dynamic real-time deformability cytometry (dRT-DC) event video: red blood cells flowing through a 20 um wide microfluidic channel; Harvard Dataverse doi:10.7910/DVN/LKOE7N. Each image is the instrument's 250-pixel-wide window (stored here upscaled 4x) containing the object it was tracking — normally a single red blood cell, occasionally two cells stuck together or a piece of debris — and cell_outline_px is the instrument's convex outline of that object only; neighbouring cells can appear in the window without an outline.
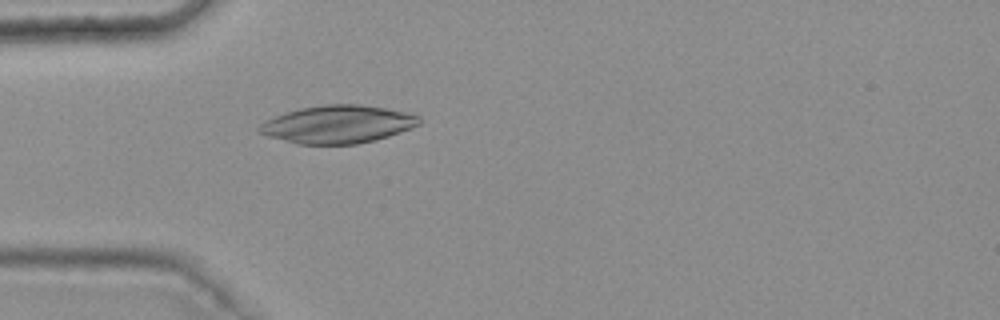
{"species": "common noctule bat (a hibernating species)", "species_latin": "Nyctalus noctula", "temperature_condition": "warm", "stored_images_in_passage": 5, "camera_frame_rate_fps": 3000, "um_per_image_px": 0.085, "animal": {"sex": "female", "body_mass_g": 25.1}, "frame": {"image": 1, "passage_image": 5, "time_ms": 1.333, "image_size_px": [1000, 320], "cell_outline_px": [[420, 124], [400, 132], [376, 140], [356, 144], [300, 144], [268, 136], [256, 132], [256, 128], [264, 120], [300, 108], [324, 104], [360, 104], [388, 108], [408, 112], [420, 116]], "centroid_in_image_um": [28.71, 10.56], "position_along_channel_um": 56.3, "area_um2": 35.37}}